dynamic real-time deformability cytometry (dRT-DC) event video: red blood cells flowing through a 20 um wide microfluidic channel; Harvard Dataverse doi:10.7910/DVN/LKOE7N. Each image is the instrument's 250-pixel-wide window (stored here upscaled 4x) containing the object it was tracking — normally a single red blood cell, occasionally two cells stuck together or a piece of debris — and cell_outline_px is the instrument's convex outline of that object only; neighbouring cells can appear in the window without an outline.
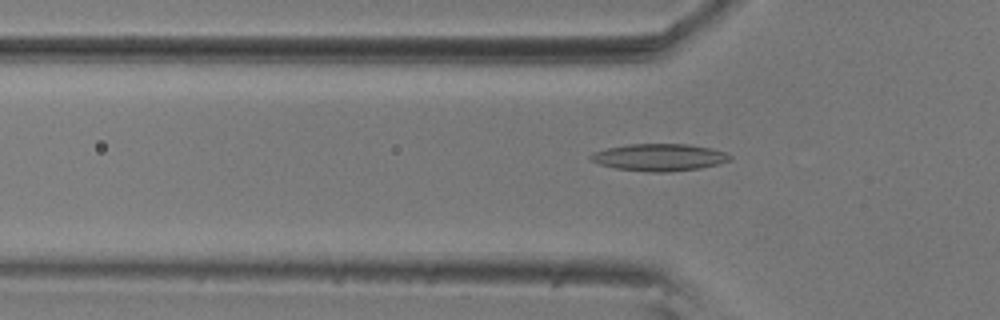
{"species": "common noctule bat (a hibernating species)", "species_latin": "Nyctalus noctula", "temperature_condition": "room temperature", "stored_images_in_passage": 26, "camera_frame_rate_fps": 3000, "um_per_image_px": 0.085, "animal": {"sex": "male", "body_mass_g": 20.5, "forearm_length_mm": 52.5}, "frame": {"image": 1, "passage_image": 15, "time_ms": 4.667, "image_size_px": [1000, 320], "cell_outline_px": [[732, 160], [720, 164], [700, 168], [668, 172], [648, 172], [616, 168], [600, 164], [592, 160], [588, 156], [592, 152], [608, 148], [628, 144], [688, 144], [712, 148], [728, 152], [732, 156]], "centroid_in_image_um": [56.1, 13.37], "position_along_channel_um": 69.7, "area_um2": 22.2}}
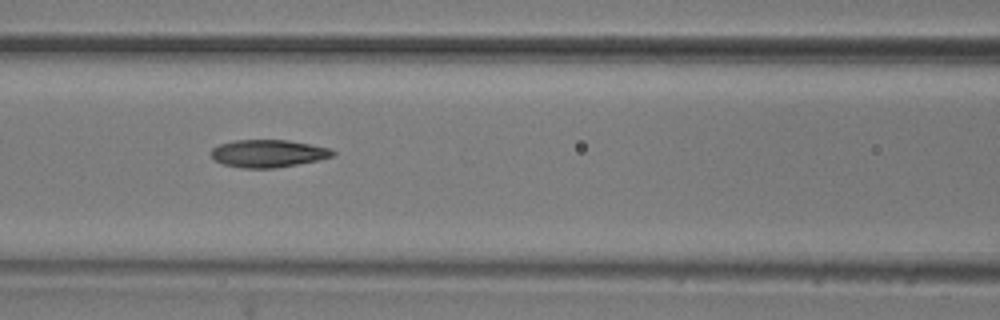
{"frame": {"image": 2, "passage_image": 21, "time_ms": 6.667, "image_size_px": [1000, 320], "cell_outline_px": [[336, 152], [332, 156], [316, 160], [296, 164], [272, 168], [244, 168], [224, 164], [216, 160], [212, 156], [212, 148], [220, 144], [232, 140], [288, 140], [312, 144], [332, 148]], "centroid_in_image_um": [22.81, 13.03], "position_along_channel_um": 143.8, "area_um2": 19.36}}
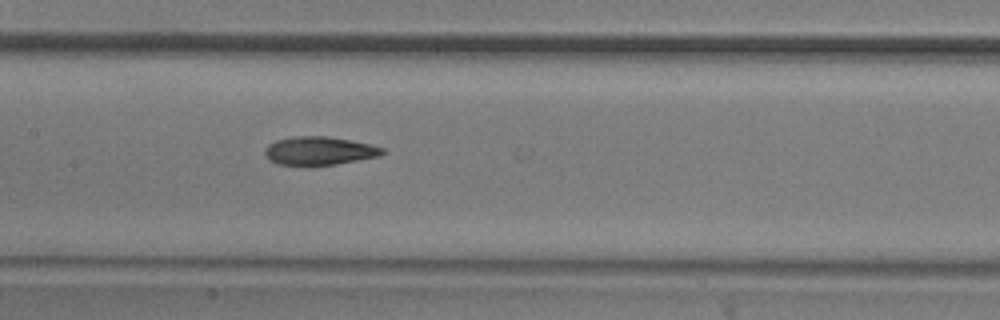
{"frame": {"image": 3, "passage_image": 24, "time_ms": 7.667, "image_size_px": [1000, 320], "cell_outline_px": [[384, 152], [380, 156], [336, 164], [308, 168], [276, 164], [268, 160], [264, 156], [264, 148], [268, 144], [276, 140], [292, 136], [328, 136], [368, 144], [384, 148]], "centroid_in_image_um": [27.04, 12.86], "position_along_channel_um": 180.4, "area_um2": 20.11}}